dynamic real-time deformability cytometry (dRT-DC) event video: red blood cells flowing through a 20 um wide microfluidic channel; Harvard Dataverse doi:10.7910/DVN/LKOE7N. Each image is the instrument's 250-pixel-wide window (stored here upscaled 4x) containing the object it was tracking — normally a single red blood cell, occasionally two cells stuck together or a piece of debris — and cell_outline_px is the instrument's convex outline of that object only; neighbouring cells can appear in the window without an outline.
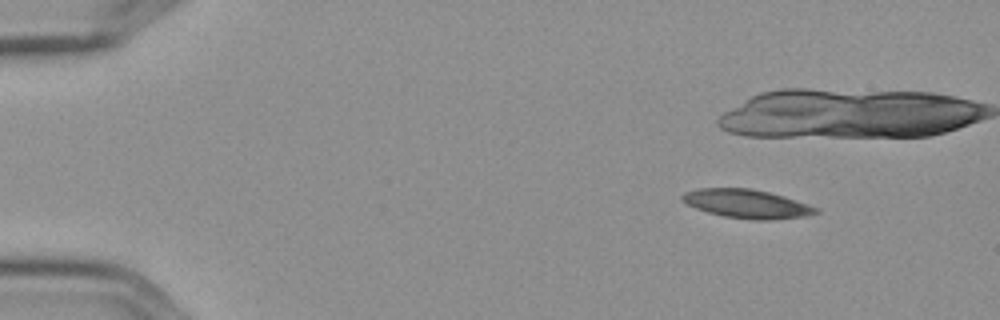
{"species": "Egyptian fruit bat (a non-hibernating species)", "species_latin": "Rousettus aegyptiacus", "temperature_condition": "cold", "stored_images_in_passage": 6, "camera_frame_rate_fps": 3000, "um_per_image_px": 0.085, "frame": {"image": 1, "passage_image": 1, "time_ms": 0.0, "image_size_px": [1000, 320], "cell_outline_px": [[820, 212], [808, 216], [768, 220], [756, 220], [724, 216], [708, 212], [696, 208], [680, 200], [680, 196], [684, 192], [696, 188], [752, 188], [784, 196], [820, 208]], "centroid_in_image_um": [63.49, 17.32], "position_along_channel_um": 21.5, "area_um2": 22.48}}